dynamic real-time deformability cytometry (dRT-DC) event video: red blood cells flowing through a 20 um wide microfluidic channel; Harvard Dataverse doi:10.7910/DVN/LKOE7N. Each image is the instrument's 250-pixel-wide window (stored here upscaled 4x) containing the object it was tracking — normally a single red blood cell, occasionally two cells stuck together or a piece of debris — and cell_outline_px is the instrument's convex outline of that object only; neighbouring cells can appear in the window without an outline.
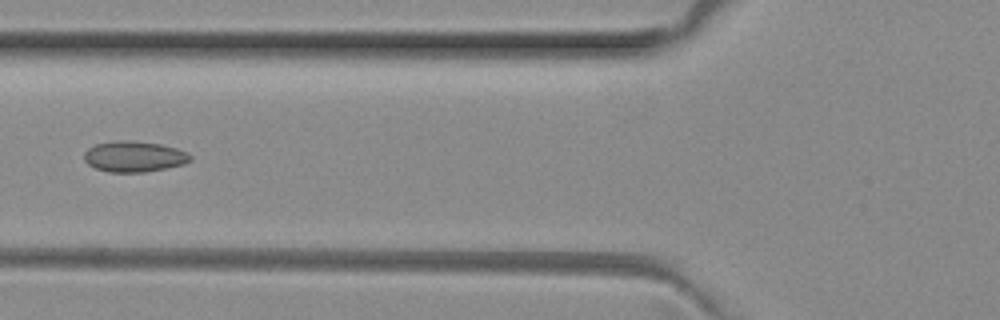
{"species": "common noctule bat (a hibernating species)", "species_latin": "Nyctalus noctula", "temperature_condition": "room temperature", "stored_images_in_passage": 6, "camera_frame_rate_fps": 3000, "um_per_image_px": 0.085, "animal": {"sex": "female", "body_mass_g": 29.2, "forearm_length_mm": 56.3}, "frame": {"image": 1, "passage_image": 6, "time_ms": 1.667, "image_size_px": [1000, 320], "cell_outline_px": [[192, 160], [184, 164], [144, 172], [108, 172], [96, 168], [88, 164], [84, 160], [84, 152], [88, 148], [96, 144], [116, 140], [132, 140], [160, 144], [176, 148], [188, 152], [192, 156]], "centroid_in_image_um": [11.4, 13.3], "position_along_channel_um": 114.4, "area_um2": 19.13}}